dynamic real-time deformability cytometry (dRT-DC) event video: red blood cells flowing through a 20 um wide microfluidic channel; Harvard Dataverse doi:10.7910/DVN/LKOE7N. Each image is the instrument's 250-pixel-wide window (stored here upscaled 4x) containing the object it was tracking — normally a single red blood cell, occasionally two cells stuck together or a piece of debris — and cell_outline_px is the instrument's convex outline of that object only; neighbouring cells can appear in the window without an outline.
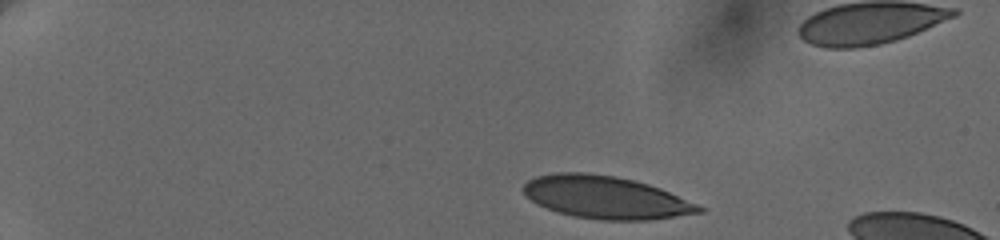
{"species": "human", "species_latin": "Homo sapiens", "temperature_condition": "cold", "stored_images_in_passage": 6, "camera_frame_rate_fps": 3000, "um_per_image_px": 0.085, "donor": {"sex": "female"}, "frame": {"image": 1, "passage_image": 1, "time_ms": 0.0, "image_size_px": [1000, 240], "cell_outline_px": [[704, 212], [652, 220], [600, 220], [576, 216], [560, 212], [536, 204], [524, 192], [524, 184], [528, 180], [536, 176], [556, 172], [588, 172], [616, 176], [648, 184], [660, 188], [696, 204], [704, 208]], "centroid_in_image_um": [51.49, 16.77], "position_along_channel_um": 33.5, "area_um2": 43.29}}
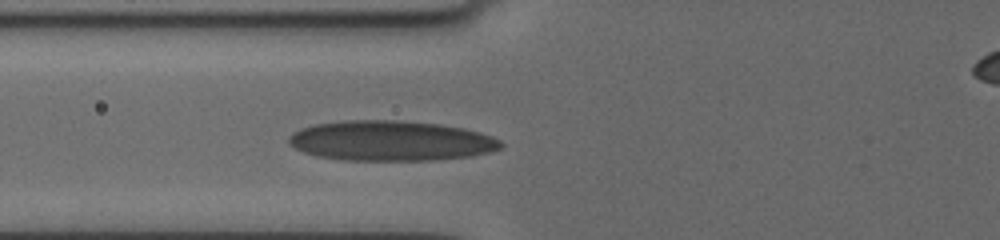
{"frame": {"image": 2, "passage_image": 6, "time_ms": 4.333, "image_size_px": [1000, 240], "cell_outline_px": [[504, 144], [500, 148], [488, 152], [472, 156], [432, 160], [344, 160], [316, 156], [304, 152], [288, 144], [288, 136], [292, 132], [300, 128], [316, 124], [348, 120], [392, 120], [440, 124], [464, 128], [480, 132], [492, 136], [500, 140]], "centroid_in_image_um": [33.21, 11.97], "position_along_channel_um": 92.6, "area_um2": 49.65}}